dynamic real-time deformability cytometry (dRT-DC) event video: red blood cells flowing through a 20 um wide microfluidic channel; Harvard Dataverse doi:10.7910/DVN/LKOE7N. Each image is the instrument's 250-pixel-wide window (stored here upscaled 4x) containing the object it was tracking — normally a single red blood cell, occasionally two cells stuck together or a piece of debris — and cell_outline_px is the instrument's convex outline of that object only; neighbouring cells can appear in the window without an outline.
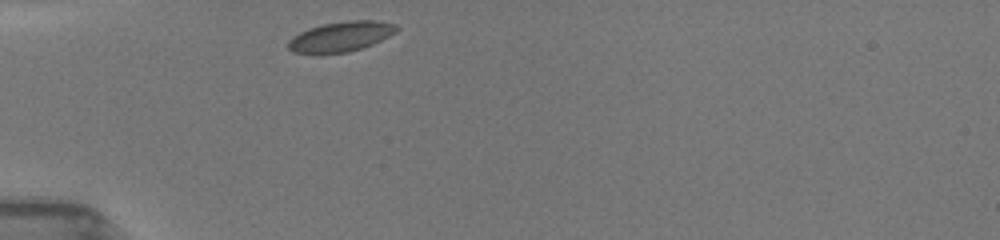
{"species": "common noctule bat (a hibernating species)", "species_latin": "Nyctalus noctula", "temperature_condition": "room temperature", "stored_images_in_passage": 29, "camera_frame_rate_fps": 3000, "um_per_image_px": 0.085, "animal": {"sex": "female", "body_mass_g": 19.5, "forearm_length_mm": 54.1}, "frame": {"image": 1, "passage_image": 1, "time_ms": 0.0, "image_size_px": [1000, 240], "cell_outline_px": [[400, 28], [396, 32], [372, 44], [348, 52], [292, 52], [288, 48], [288, 40], [292, 36], [308, 28], [324, 24], [348, 20], [376, 20], [396, 24]], "centroid_in_image_um": [28.99, 3.08], "position_along_channel_um": 56.0, "area_um2": 18.67}}
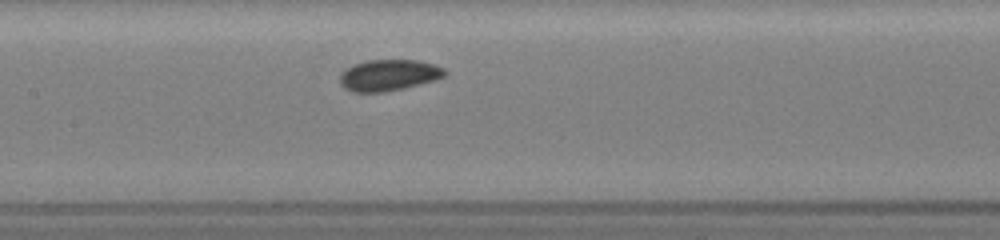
{"frame": {"image": 2, "passage_image": 12, "time_ms": 3.333, "image_size_px": [1000, 240], "cell_outline_px": [[448, 72], [444, 76], [432, 80], [404, 88], [384, 92], [352, 92], [344, 88], [340, 84], [340, 72], [344, 68], [352, 64], [364, 60], [416, 60], [432, 64], [444, 68]], "centroid_in_image_um": [32.97, 6.38], "position_along_channel_um": 174.4, "area_um2": 19.19}}
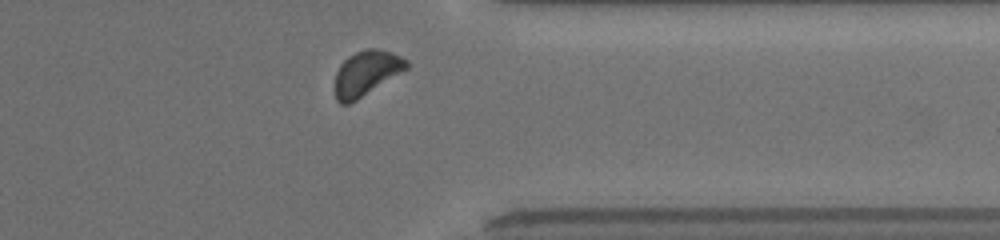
{"frame": {"image": 3, "passage_image": 26, "time_ms": 8.667, "image_size_px": [1000, 240], "cell_outline_px": [[408, 68], [356, 100], [348, 104], [340, 104], [336, 100], [336, 72], [340, 64], [348, 56], [364, 48], [376, 48], [392, 52], [408, 60]], "centroid_in_image_um": [31.14, 6.19], "position_along_channel_um": 380.3, "area_um2": 18.55}, "authors_computed_cell_mechanics": {"area_um2": 18.7272, "velocity_mm_per_s": 3.9263, "shape_relaxation_time_tau1_ms": 1.6973, "shape_relaxation_time_tau2_ms": null, "deformation_change_tau1": 0.0411, "deformation_change_tau2": null}}